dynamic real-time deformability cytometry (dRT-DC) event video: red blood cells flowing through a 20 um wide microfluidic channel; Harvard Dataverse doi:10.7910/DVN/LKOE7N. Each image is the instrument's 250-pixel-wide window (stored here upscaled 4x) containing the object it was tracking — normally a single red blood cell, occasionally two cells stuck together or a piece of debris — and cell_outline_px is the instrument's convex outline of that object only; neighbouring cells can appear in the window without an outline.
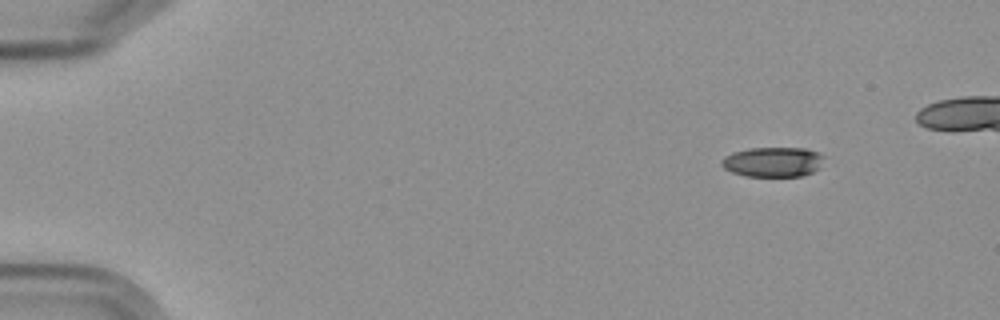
{"species": "Egyptian fruit bat (a non-hibernating species)", "species_latin": "Rousettus aegyptiacus", "temperature_condition": "cold", "stored_images_in_passage": 6, "camera_frame_rate_fps": 3000, "um_per_image_px": 0.085, "frame": {"image": 1, "passage_image": 1, "time_ms": 0.0, "image_size_px": [1000, 320], "cell_outline_px": [[824, 156], [820, 168], [812, 172], [800, 176], [744, 176], [732, 172], [724, 168], [720, 164], [720, 160], [724, 156], [732, 152], [748, 148], [808, 148], [820, 152]], "centroid_in_image_um": [65.69, 13.75], "position_along_channel_um": 19.3, "area_um2": 18.09}}
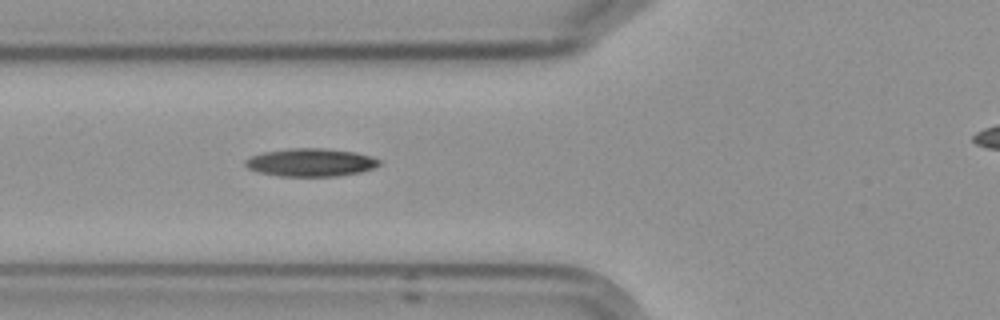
{"frame": {"image": 2, "passage_image": 6, "time_ms": 5.333, "image_size_px": [1000, 320], "cell_outline_px": [[380, 164], [372, 168], [360, 172], [336, 176], [280, 176], [256, 172], [248, 168], [244, 164], [244, 160], [252, 156], [264, 152], [288, 148], [324, 148], [356, 152], [380, 160]], "centroid_in_image_um": [26.37, 13.8], "position_along_channel_um": 99.4, "area_um2": 21.79}}